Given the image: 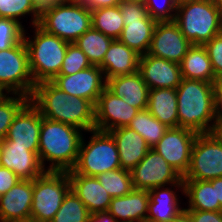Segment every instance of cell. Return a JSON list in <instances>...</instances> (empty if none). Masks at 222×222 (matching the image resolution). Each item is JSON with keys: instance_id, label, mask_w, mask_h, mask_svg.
Wrapping results in <instances>:
<instances>
[{"instance_id": "cell-1", "label": "cell", "mask_w": 222, "mask_h": 222, "mask_svg": "<svg viewBox=\"0 0 222 222\" xmlns=\"http://www.w3.org/2000/svg\"><path fill=\"white\" fill-rule=\"evenodd\" d=\"M30 102L46 119L73 125L85 134L95 129V104L69 96L51 81L36 84Z\"/></svg>"}, {"instance_id": "cell-2", "label": "cell", "mask_w": 222, "mask_h": 222, "mask_svg": "<svg viewBox=\"0 0 222 222\" xmlns=\"http://www.w3.org/2000/svg\"><path fill=\"white\" fill-rule=\"evenodd\" d=\"M82 136V130L73 125L42 117L38 157L43 169L54 172L71 171L78 159Z\"/></svg>"}, {"instance_id": "cell-3", "label": "cell", "mask_w": 222, "mask_h": 222, "mask_svg": "<svg viewBox=\"0 0 222 222\" xmlns=\"http://www.w3.org/2000/svg\"><path fill=\"white\" fill-rule=\"evenodd\" d=\"M179 127L210 133L215 120V83L182 78L176 88Z\"/></svg>"}, {"instance_id": "cell-4", "label": "cell", "mask_w": 222, "mask_h": 222, "mask_svg": "<svg viewBox=\"0 0 222 222\" xmlns=\"http://www.w3.org/2000/svg\"><path fill=\"white\" fill-rule=\"evenodd\" d=\"M31 28L32 37L25 30L24 41L29 54V67L35 84L52 81L59 75L69 42L50 34L38 24Z\"/></svg>"}, {"instance_id": "cell-5", "label": "cell", "mask_w": 222, "mask_h": 222, "mask_svg": "<svg viewBox=\"0 0 222 222\" xmlns=\"http://www.w3.org/2000/svg\"><path fill=\"white\" fill-rule=\"evenodd\" d=\"M174 21L192 45H204L222 32V13L212 0H195L179 5Z\"/></svg>"}, {"instance_id": "cell-6", "label": "cell", "mask_w": 222, "mask_h": 222, "mask_svg": "<svg viewBox=\"0 0 222 222\" xmlns=\"http://www.w3.org/2000/svg\"><path fill=\"white\" fill-rule=\"evenodd\" d=\"M89 140L82 136L78 159L68 174L96 177L103 172L121 168L116 142L109 132L91 130Z\"/></svg>"}, {"instance_id": "cell-7", "label": "cell", "mask_w": 222, "mask_h": 222, "mask_svg": "<svg viewBox=\"0 0 222 222\" xmlns=\"http://www.w3.org/2000/svg\"><path fill=\"white\" fill-rule=\"evenodd\" d=\"M38 25L46 32L74 43L92 27L91 10L83 2L63 1L42 9Z\"/></svg>"}, {"instance_id": "cell-8", "label": "cell", "mask_w": 222, "mask_h": 222, "mask_svg": "<svg viewBox=\"0 0 222 222\" xmlns=\"http://www.w3.org/2000/svg\"><path fill=\"white\" fill-rule=\"evenodd\" d=\"M71 190L67 172L45 171L33 180V202L31 219L51 222Z\"/></svg>"}, {"instance_id": "cell-9", "label": "cell", "mask_w": 222, "mask_h": 222, "mask_svg": "<svg viewBox=\"0 0 222 222\" xmlns=\"http://www.w3.org/2000/svg\"><path fill=\"white\" fill-rule=\"evenodd\" d=\"M35 85L24 39L9 49L1 50L0 87L8 94H22L30 98Z\"/></svg>"}, {"instance_id": "cell-10", "label": "cell", "mask_w": 222, "mask_h": 222, "mask_svg": "<svg viewBox=\"0 0 222 222\" xmlns=\"http://www.w3.org/2000/svg\"><path fill=\"white\" fill-rule=\"evenodd\" d=\"M222 177V146L211 133L198 134L183 179L210 181Z\"/></svg>"}, {"instance_id": "cell-11", "label": "cell", "mask_w": 222, "mask_h": 222, "mask_svg": "<svg viewBox=\"0 0 222 222\" xmlns=\"http://www.w3.org/2000/svg\"><path fill=\"white\" fill-rule=\"evenodd\" d=\"M134 189L152 190L179 182L183 177L153 148L130 171Z\"/></svg>"}, {"instance_id": "cell-12", "label": "cell", "mask_w": 222, "mask_h": 222, "mask_svg": "<svg viewBox=\"0 0 222 222\" xmlns=\"http://www.w3.org/2000/svg\"><path fill=\"white\" fill-rule=\"evenodd\" d=\"M197 133L186 128H168L153 147L182 177L189 169Z\"/></svg>"}, {"instance_id": "cell-13", "label": "cell", "mask_w": 222, "mask_h": 222, "mask_svg": "<svg viewBox=\"0 0 222 222\" xmlns=\"http://www.w3.org/2000/svg\"><path fill=\"white\" fill-rule=\"evenodd\" d=\"M191 46L174 20L158 21L147 54L180 64Z\"/></svg>"}, {"instance_id": "cell-14", "label": "cell", "mask_w": 222, "mask_h": 222, "mask_svg": "<svg viewBox=\"0 0 222 222\" xmlns=\"http://www.w3.org/2000/svg\"><path fill=\"white\" fill-rule=\"evenodd\" d=\"M51 82L69 96L84 98L94 104L107 85L102 69L95 65L75 74L58 75Z\"/></svg>"}, {"instance_id": "cell-15", "label": "cell", "mask_w": 222, "mask_h": 222, "mask_svg": "<svg viewBox=\"0 0 222 222\" xmlns=\"http://www.w3.org/2000/svg\"><path fill=\"white\" fill-rule=\"evenodd\" d=\"M139 111L106 87L95 104V129L108 132L128 126Z\"/></svg>"}, {"instance_id": "cell-16", "label": "cell", "mask_w": 222, "mask_h": 222, "mask_svg": "<svg viewBox=\"0 0 222 222\" xmlns=\"http://www.w3.org/2000/svg\"><path fill=\"white\" fill-rule=\"evenodd\" d=\"M42 115L29 101L15 116L7 136L2 140L5 145L29 146L38 155Z\"/></svg>"}, {"instance_id": "cell-17", "label": "cell", "mask_w": 222, "mask_h": 222, "mask_svg": "<svg viewBox=\"0 0 222 222\" xmlns=\"http://www.w3.org/2000/svg\"><path fill=\"white\" fill-rule=\"evenodd\" d=\"M139 72L149 90L176 89L182 80L180 64L150 54L140 55Z\"/></svg>"}, {"instance_id": "cell-18", "label": "cell", "mask_w": 222, "mask_h": 222, "mask_svg": "<svg viewBox=\"0 0 222 222\" xmlns=\"http://www.w3.org/2000/svg\"><path fill=\"white\" fill-rule=\"evenodd\" d=\"M182 192L184 196L183 178L177 182L167 186H160L148 191L149 203L147 220L151 222H169L173 217L177 216L185 208L178 194Z\"/></svg>"}, {"instance_id": "cell-19", "label": "cell", "mask_w": 222, "mask_h": 222, "mask_svg": "<svg viewBox=\"0 0 222 222\" xmlns=\"http://www.w3.org/2000/svg\"><path fill=\"white\" fill-rule=\"evenodd\" d=\"M0 166L13 171L21 180H34L45 172L38 155L29 146L5 145L2 141Z\"/></svg>"}, {"instance_id": "cell-20", "label": "cell", "mask_w": 222, "mask_h": 222, "mask_svg": "<svg viewBox=\"0 0 222 222\" xmlns=\"http://www.w3.org/2000/svg\"><path fill=\"white\" fill-rule=\"evenodd\" d=\"M33 180H19L8 192L0 196V222L31 219Z\"/></svg>"}, {"instance_id": "cell-21", "label": "cell", "mask_w": 222, "mask_h": 222, "mask_svg": "<svg viewBox=\"0 0 222 222\" xmlns=\"http://www.w3.org/2000/svg\"><path fill=\"white\" fill-rule=\"evenodd\" d=\"M140 54L129 48L119 39H114L99 67L105 79L121 75H130L139 71Z\"/></svg>"}, {"instance_id": "cell-22", "label": "cell", "mask_w": 222, "mask_h": 222, "mask_svg": "<svg viewBox=\"0 0 222 222\" xmlns=\"http://www.w3.org/2000/svg\"><path fill=\"white\" fill-rule=\"evenodd\" d=\"M108 132L116 142L122 169L131 171L151 149L139 133L127 126Z\"/></svg>"}, {"instance_id": "cell-23", "label": "cell", "mask_w": 222, "mask_h": 222, "mask_svg": "<svg viewBox=\"0 0 222 222\" xmlns=\"http://www.w3.org/2000/svg\"><path fill=\"white\" fill-rule=\"evenodd\" d=\"M71 191L84 203L92 213L108 211L111 197L96 177L81 174H68Z\"/></svg>"}, {"instance_id": "cell-24", "label": "cell", "mask_w": 222, "mask_h": 222, "mask_svg": "<svg viewBox=\"0 0 222 222\" xmlns=\"http://www.w3.org/2000/svg\"><path fill=\"white\" fill-rule=\"evenodd\" d=\"M106 87L129 105L139 110L147 109L149 87L139 71L107 79Z\"/></svg>"}, {"instance_id": "cell-25", "label": "cell", "mask_w": 222, "mask_h": 222, "mask_svg": "<svg viewBox=\"0 0 222 222\" xmlns=\"http://www.w3.org/2000/svg\"><path fill=\"white\" fill-rule=\"evenodd\" d=\"M148 203V191L133 189L127 195L113 197L108 212L117 222H140L147 220Z\"/></svg>"}, {"instance_id": "cell-26", "label": "cell", "mask_w": 222, "mask_h": 222, "mask_svg": "<svg viewBox=\"0 0 222 222\" xmlns=\"http://www.w3.org/2000/svg\"><path fill=\"white\" fill-rule=\"evenodd\" d=\"M147 110L166 127H179L176 89L149 90Z\"/></svg>"}, {"instance_id": "cell-27", "label": "cell", "mask_w": 222, "mask_h": 222, "mask_svg": "<svg viewBox=\"0 0 222 222\" xmlns=\"http://www.w3.org/2000/svg\"><path fill=\"white\" fill-rule=\"evenodd\" d=\"M157 22L155 18L125 20L119 40L138 54H147Z\"/></svg>"}, {"instance_id": "cell-28", "label": "cell", "mask_w": 222, "mask_h": 222, "mask_svg": "<svg viewBox=\"0 0 222 222\" xmlns=\"http://www.w3.org/2000/svg\"><path fill=\"white\" fill-rule=\"evenodd\" d=\"M182 78L202 80L215 83L216 77L212 69L207 50L203 45H192L180 63Z\"/></svg>"}, {"instance_id": "cell-29", "label": "cell", "mask_w": 222, "mask_h": 222, "mask_svg": "<svg viewBox=\"0 0 222 222\" xmlns=\"http://www.w3.org/2000/svg\"><path fill=\"white\" fill-rule=\"evenodd\" d=\"M184 196L187 197V211H219L220 203H216L215 188L209 181L183 179Z\"/></svg>"}, {"instance_id": "cell-30", "label": "cell", "mask_w": 222, "mask_h": 222, "mask_svg": "<svg viewBox=\"0 0 222 222\" xmlns=\"http://www.w3.org/2000/svg\"><path fill=\"white\" fill-rule=\"evenodd\" d=\"M113 40L91 27L74 43L84 52L91 65L99 66Z\"/></svg>"}, {"instance_id": "cell-31", "label": "cell", "mask_w": 222, "mask_h": 222, "mask_svg": "<svg viewBox=\"0 0 222 222\" xmlns=\"http://www.w3.org/2000/svg\"><path fill=\"white\" fill-rule=\"evenodd\" d=\"M122 19L118 5L91 11L92 27L112 39H119L121 36L125 26Z\"/></svg>"}, {"instance_id": "cell-32", "label": "cell", "mask_w": 222, "mask_h": 222, "mask_svg": "<svg viewBox=\"0 0 222 222\" xmlns=\"http://www.w3.org/2000/svg\"><path fill=\"white\" fill-rule=\"evenodd\" d=\"M127 127L139 133L151 149L159 142L168 129L147 109L140 110Z\"/></svg>"}, {"instance_id": "cell-33", "label": "cell", "mask_w": 222, "mask_h": 222, "mask_svg": "<svg viewBox=\"0 0 222 222\" xmlns=\"http://www.w3.org/2000/svg\"><path fill=\"white\" fill-rule=\"evenodd\" d=\"M96 178L111 198L127 195L134 189L131 173L126 169L103 172Z\"/></svg>"}, {"instance_id": "cell-34", "label": "cell", "mask_w": 222, "mask_h": 222, "mask_svg": "<svg viewBox=\"0 0 222 222\" xmlns=\"http://www.w3.org/2000/svg\"><path fill=\"white\" fill-rule=\"evenodd\" d=\"M27 15L31 16V27L39 23L40 10L34 0H0V17L16 20L24 27L21 19Z\"/></svg>"}, {"instance_id": "cell-35", "label": "cell", "mask_w": 222, "mask_h": 222, "mask_svg": "<svg viewBox=\"0 0 222 222\" xmlns=\"http://www.w3.org/2000/svg\"><path fill=\"white\" fill-rule=\"evenodd\" d=\"M90 212L70 190L51 222H88Z\"/></svg>"}, {"instance_id": "cell-36", "label": "cell", "mask_w": 222, "mask_h": 222, "mask_svg": "<svg viewBox=\"0 0 222 222\" xmlns=\"http://www.w3.org/2000/svg\"><path fill=\"white\" fill-rule=\"evenodd\" d=\"M30 101L22 94H7L0 100V141L4 140L15 116Z\"/></svg>"}, {"instance_id": "cell-37", "label": "cell", "mask_w": 222, "mask_h": 222, "mask_svg": "<svg viewBox=\"0 0 222 222\" xmlns=\"http://www.w3.org/2000/svg\"><path fill=\"white\" fill-rule=\"evenodd\" d=\"M24 32L25 28L18 21L0 17V51L20 43Z\"/></svg>"}, {"instance_id": "cell-38", "label": "cell", "mask_w": 222, "mask_h": 222, "mask_svg": "<svg viewBox=\"0 0 222 222\" xmlns=\"http://www.w3.org/2000/svg\"><path fill=\"white\" fill-rule=\"evenodd\" d=\"M92 66L84 52L75 44L69 43L59 75H71Z\"/></svg>"}, {"instance_id": "cell-39", "label": "cell", "mask_w": 222, "mask_h": 222, "mask_svg": "<svg viewBox=\"0 0 222 222\" xmlns=\"http://www.w3.org/2000/svg\"><path fill=\"white\" fill-rule=\"evenodd\" d=\"M144 5L151 17L158 21L174 20L176 6L173 0H145Z\"/></svg>"}, {"instance_id": "cell-40", "label": "cell", "mask_w": 222, "mask_h": 222, "mask_svg": "<svg viewBox=\"0 0 222 222\" xmlns=\"http://www.w3.org/2000/svg\"><path fill=\"white\" fill-rule=\"evenodd\" d=\"M211 61L215 77L222 75V32L203 45Z\"/></svg>"}, {"instance_id": "cell-41", "label": "cell", "mask_w": 222, "mask_h": 222, "mask_svg": "<svg viewBox=\"0 0 222 222\" xmlns=\"http://www.w3.org/2000/svg\"><path fill=\"white\" fill-rule=\"evenodd\" d=\"M118 6L123 17V22L138 18H153L149 15L148 9L144 4L120 2Z\"/></svg>"}, {"instance_id": "cell-42", "label": "cell", "mask_w": 222, "mask_h": 222, "mask_svg": "<svg viewBox=\"0 0 222 222\" xmlns=\"http://www.w3.org/2000/svg\"><path fill=\"white\" fill-rule=\"evenodd\" d=\"M19 180L13 171L0 166V196L8 192Z\"/></svg>"}, {"instance_id": "cell-43", "label": "cell", "mask_w": 222, "mask_h": 222, "mask_svg": "<svg viewBox=\"0 0 222 222\" xmlns=\"http://www.w3.org/2000/svg\"><path fill=\"white\" fill-rule=\"evenodd\" d=\"M192 222H222V212L219 211H188Z\"/></svg>"}, {"instance_id": "cell-44", "label": "cell", "mask_w": 222, "mask_h": 222, "mask_svg": "<svg viewBox=\"0 0 222 222\" xmlns=\"http://www.w3.org/2000/svg\"><path fill=\"white\" fill-rule=\"evenodd\" d=\"M120 0H84L83 3L91 11L104 7H112L119 5Z\"/></svg>"}, {"instance_id": "cell-45", "label": "cell", "mask_w": 222, "mask_h": 222, "mask_svg": "<svg viewBox=\"0 0 222 222\" xmlns=\"http://www.w3.org/2000/svg\"><path fill=\"white\" fill-rule=\"evenodd\" d=\"M88 222H117V221L108 211H103L90 214Z\"/></svg>"}, {"instance_id": "cell-46", "label": "cell", "mask_w": 222, "mask_h": 222, "mask_svg": "<svg viewBox=\"0 0 222 222\" xmlns=\"http://www.w3.org/2000/svg\"><path fill=\"white\" fill-rule=\"evenodd\" d=\"M213 188H215V194H216V203H220L222 207V177L213 179L209 181Z\"/></svg>"}, {"instance_id": "cell-47", "label": "cell", "mask_w": 222, "mask_h": 222, "mask_svg": "<svg viewBox=\"0 0 222 222\" xmlns=\"http://www.w3.org/2000/svg\"><path fill=\"white\" fill-rule=\"evenodd\" d=\"M215 120L222 122V95L215 96Z\"/></svg>"}, {"instance_id": "cell-48", "label": "cell", "mask_w": 222, "mask_h": 222, "mask_svg": "<svg viewBox=\"0 0 222 222\" xmlns=\"http://www.w3.org/2000/svg\"><path fill=\"white\" fill-rule=\"evenodd\" d=\"M210 133L222 146V122H216L214 126L212 127Z\"/></svg>"}, {"instance_id": "cell-49", "label": "cell", "mask_w": 222, "mask_h": 222, "mask_svg": "<svg viewBox=\"0 0 222 222\" xmlns=\"http://www.w3.org/2000/svg\"><path fill=\"white\" fill-rule=\"evenodd\" d=\"M169 222H192L189 212L184 209L177 216L173 217Z\"/></svg>"}, {"instance_id": "cell-50", "label": "cell", "mask_w": 222, "mask_h": 222, "mask_svg": "<svg viewBox=\"0 0 222 222\" xmlns=\"http://www.w3.org/2000/svg\"><path fill=\"white\" fill-rule=\"evenodd\" d=\"M63 1L65 0H34L35 5L38 7L40 11L44 9L45 7L55 5Z\"/></svg>"}, {"instance_id": "cell-51", "label": "cell", "mask_w": 222, "mask_h": 222, "mask_svg": "<svg viewBox=\"0 0 222 222\" xmlns=\"http://www.w3.org/2000/svg\"><path fill=\"white\" fill-rule=\"evenodd\" d=\"M215 94L222 95V75L217 77L215 82Z\"/></svg>"}, {"instance_id": "cell-52", "label": "cell", "mask_w": 222, "mask_h": 222, "mask_svg": "<svg viewBox=\"0 0 222 222\" xmlns=\"http://www.w3.org/2000/svg\"><path fill=\"white\" fill-rule=\"evenodd\" d=\"M190 1H195V0H173L174 5H175L176 7H178L179 5L188 3V2H190Z\"/></svg>"}, {"instance_id": "cell-53", "label": "cell", "mask_w": 222, "mask_h": 222, "mask_svg": "<svg viewBox=\"0 0 222 222\" xmlns=\"http://www.w3.org/2000/svg\"><path fill=\"white\" fill-rule=\"evenodd\" d=\"M212 2L214 3V5L220 10V12L222 13V0H212Z\"/></svg>"}, {"instance_id": "cell-54", "label": "cell", "mask_w": 222, "mask_h": 222, "mask_svg": "<svg viewBox=\"0 0 222 222\" xmlns=\"http://www.w3.org/2000/svg\"><path fill=\"white\" fill-rule=\"evenodd\" d=\"M121 2H127V3H139L144 4L145 0H120Z\"/></svg>"}, {"instance_id": "cell-55", "label": "cell", "mask_w": 222, "mask_h": 222, "mask_svg": "<svg viewBox=\"0 0 222 222\" xmlns=\"http://www.w3.org/2000/svg\"><path fill=\"white\" fill-rule=\"evenodd\" d=\"M8 93H6L1 87H0V100L4 98Z\"/></svg>"}, {"instance_id": "cell-56", "label": "cell", "mask_w": 222, "mask_h": 222, "mask_svg": "<svg viewBox=\"0 0 222 222\" xmlns=\"http://www.w3.org/2000/svg\"><path fill=\"white\" fill-rule=\"evenodd\" d=\"M16 222H38V221L33 220V219H28V220H22V221H16Z\"/></svg>"}, {"instance_id": "cell-57", "label": "cell", "mask_w": 222, "mask_h": 222, "mask_svg": "<svg viewBox=\"0 0 222 222\" xmlns=\"http://www.w3.org/2000/svg\"><path fill=\"white\" fill-rule=\"evenodd\" d=\"M65 1H72V2H83L84 0H65Z\"/></svg>"}, {"instance_id": "cell-58", "label": "cell", "mask_w": 222, "mask_h": 222, "mask_svg": "<svg viewBox=\"0 0 222 222\" xmlns=\"http://www.w3.org/2000/svg\"><path fill=\"white\" fill-rule=\"evenodd\" d=\"M140 222H151V221H148V220H143V221H140Z\"/></svg>"}]
</instances>
